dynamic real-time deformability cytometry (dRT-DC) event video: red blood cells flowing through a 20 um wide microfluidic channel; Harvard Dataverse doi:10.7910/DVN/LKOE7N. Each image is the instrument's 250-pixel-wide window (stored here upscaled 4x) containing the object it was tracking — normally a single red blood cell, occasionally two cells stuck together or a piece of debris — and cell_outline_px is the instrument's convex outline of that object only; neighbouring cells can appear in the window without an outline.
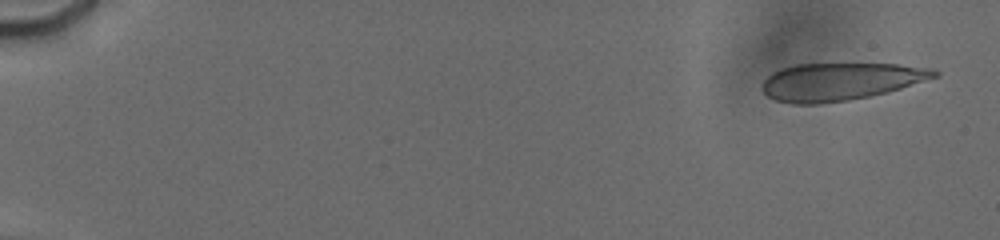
{"species": "human", "species_latin": "Homo sapiens", "temperature_condition": "cold", "stored_images_in_passage": 125, "camera_frame_rate_fps": 3000, "um_per_image_px": 0.085, "donor": {"sex": "male"}, "frame": {"image": 1, "passage_image": 6, "time_ms": 0.667, "image_size_px": [1000, 240], "cell_outline_px": [[940, 76], [888, 92], [848, 100], [820, 104], [792, 104], [776, 100], [768, 96], [760, 88], [760, 84], [772, 72], [796, 64], [900, 64], [932, 68], [940, 72]], "centroid_in_image_um": [71.44, 6.93], "position_along_channel_um": 13.6, "area_um2": 37.8}}
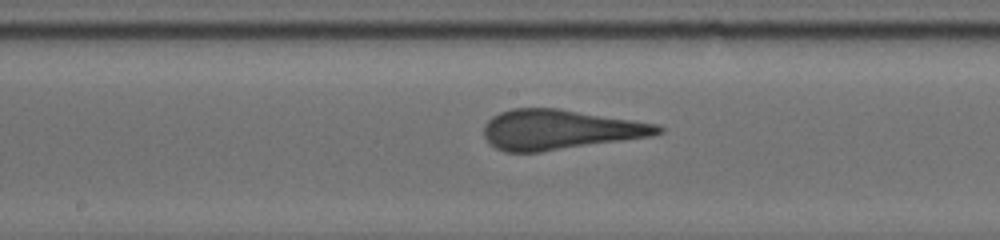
{"frame": {"image": 2, "passage_image": 69, "time_ms": 10.0, "image_size_px": [1000, 240], "cell_outline_px": [[664, 132], [652, 136], [540, 152], [504, 152], [496, 148], [484, 136], [484, 124], [492, 116], [500, 112], [512, 108], [560, 108], [656, 124], [664, 128]], "centroid_in_image_um": [47.57, 11.01], "position_along_channel_um": 200.6, "area_um2": 40.4}}
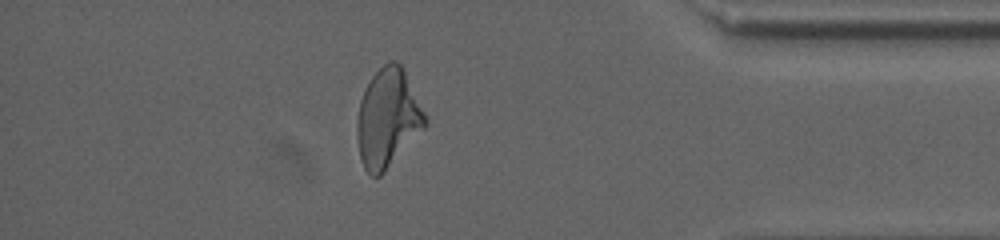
{"frame": {"image": 3, "passage_image": 110, "time_ms": 16.0, "image_size_px": [1000, 240], "cell_outline_px": [[428, 124], [384, 172], [380, 176], [372, 176], [364, 168], [360, 156], [356, 132], [356, 124], [360, 100], [372, 76], [388, 60], [396, 60], [404, 68], [428, 120]], "centroid_in_image_um": [32.97, 10.03], "position_along_channel_um": 402.2, "area_um2": 38.84}, "authors_computed_cell_mechanics": {"area_um2": 39.4196, "velocity_mm_per_s": 3.8, "shape_relaxation_time_tau1_ms": 6.3089, "shape_relaxation_time_tau2_ms": null, "deformation_change_tau1": 0.1807, "deformation_change_tau2": null}}